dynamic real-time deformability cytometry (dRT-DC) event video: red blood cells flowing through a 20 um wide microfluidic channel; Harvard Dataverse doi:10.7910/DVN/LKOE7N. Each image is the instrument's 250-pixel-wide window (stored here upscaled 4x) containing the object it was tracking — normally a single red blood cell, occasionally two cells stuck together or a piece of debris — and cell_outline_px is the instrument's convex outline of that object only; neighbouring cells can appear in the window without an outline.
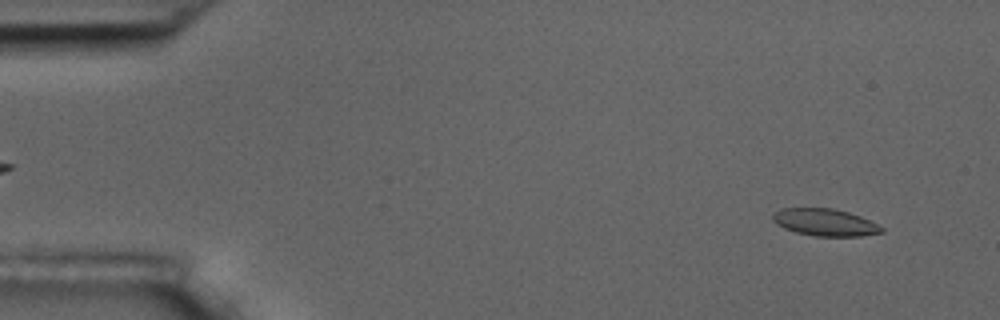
{"species": "common noctule bat (a hibernating species)", "species_latin": "Nyctalus noctula", "temperature_condition": "room temperature", "stored_images_in_passage": 4, "camera_frame_rate_fps": 3000, "um_per_image_px": 0.085, "animal": {"sex": "male", "body_mass_g": 17.5, "forearm_length_mm": 52.3}, "frame": {"image": 1, "passage_image": 1, "time_ms": 0.0, "image_size_px": [1000, 320], "cell_outline_px": [[884, 232], [860, 236], [816, 236], [796, 232], [784, 228], [776, 224], [772, 220], [772, 212], [780, 208], [832, 208], [848, 212], [860, 216], [884, 228]], "centroid_in_image_um": [70.08, 18.89], "position_along_channel_um": 14.9, "area_um2": 17.22}}
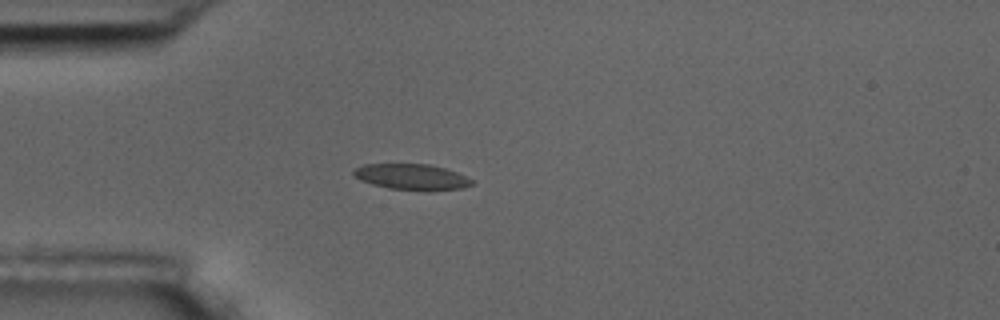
{"frame": {"image": 2, "passage_image": 4, "time_ms": 3.667, "image_size_px": [1000, 320], "cell_outline_px": [[472, 184], [460, 188], [388, 188], [372, 184], [360, 180], [352, 172], [356, 168], [364, 164], [428, 164], [444, 168], [456, 172], [472, 180]], "centroid_in_image_um": [34.91, 14.99], "position_along_channel_um": 50.1, "area_um2": 16.76}}